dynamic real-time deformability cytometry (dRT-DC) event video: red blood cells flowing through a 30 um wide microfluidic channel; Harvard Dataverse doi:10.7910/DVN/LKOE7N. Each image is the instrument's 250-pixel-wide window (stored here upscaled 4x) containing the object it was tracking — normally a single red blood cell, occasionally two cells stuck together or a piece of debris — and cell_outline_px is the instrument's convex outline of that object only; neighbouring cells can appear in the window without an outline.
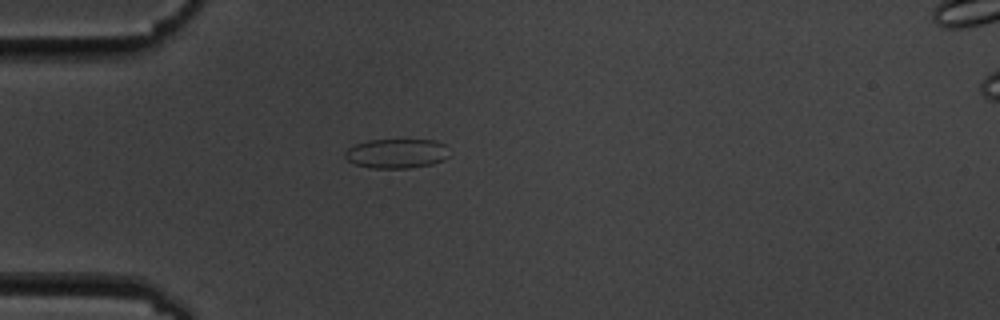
{"species": "common noctule bat (a hibernating species)", "species_latin": "Nyctalus noctula", "temperature_condition": "cold", "stored_images_in_passage": 4, "camera_frame_rate_fps": 3000, "um_per_image_px": 0.085, "animal": {"sex": "male", "body_mass_g": 19.5, "forearm_length_mm": 54.6}, "frame": {"image": 1, "passage_image": 1, "time_ms": 0.0, "image_size_px": [1000, 320], "cell_outline_px": [[448, 156], [444, 160], [432, 164], [408, 168], [372, 168], [356, 164], [348, 160], [344, 156], [344, 152], [348, 148], [356, 144], [368, 140], [436, 140], [444, 144]], "centroid_in_image_um": [33.7, 13.04], "position_along_channel_um": 51.3, "area_um2": 17.8}}
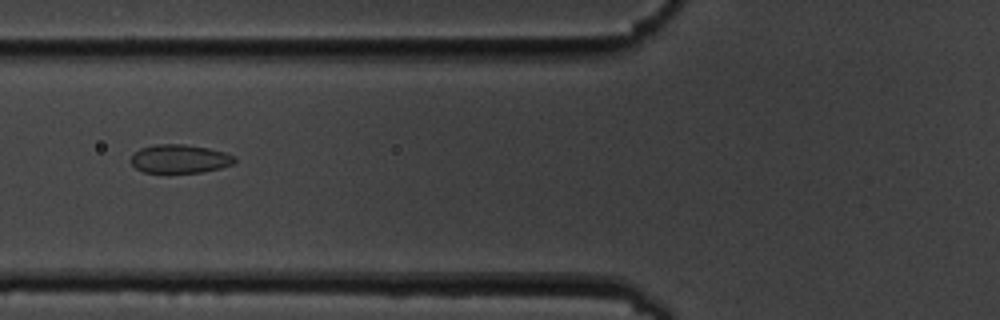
{"frame": {"image": 2, "passage_image": 3, "time_ms": 2.0, "image_size_px": [1000, 320], "cell_outline_px": [[236, 160], [232, 164], [220, 168], [200, 172], [168, 176], [144, 172], [136, 168], [132, 164], [132, 156], [140, 148], [156, 144], [184, 144], [208, 148], [224, 152], [232, 156]], "centroid_in_image_um": [15.23, 13.55], "position_along_channel_um": 110.6, "area_um2": 17.74}}
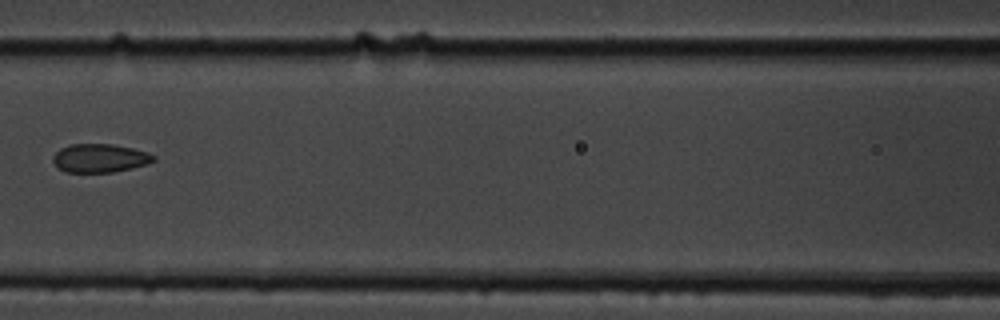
{"frame": {"image": 3, "passage_image": 4, "time_ms": 3.333, "image_size_px": [1000, 320], "cell_outline_px": [[156, 160], [148, 164], [132, 168], [112, 172], [64, 172], [56, 168], [52, 160], [52, 156], [60, 148], [68, 144], [112, 144], [132, 148], [148, 152], [156, 156]], "centroid_in_image_um": [8.46, 13.44], "position_along_channel_um": 158.1, "area_um2": 16.99}}